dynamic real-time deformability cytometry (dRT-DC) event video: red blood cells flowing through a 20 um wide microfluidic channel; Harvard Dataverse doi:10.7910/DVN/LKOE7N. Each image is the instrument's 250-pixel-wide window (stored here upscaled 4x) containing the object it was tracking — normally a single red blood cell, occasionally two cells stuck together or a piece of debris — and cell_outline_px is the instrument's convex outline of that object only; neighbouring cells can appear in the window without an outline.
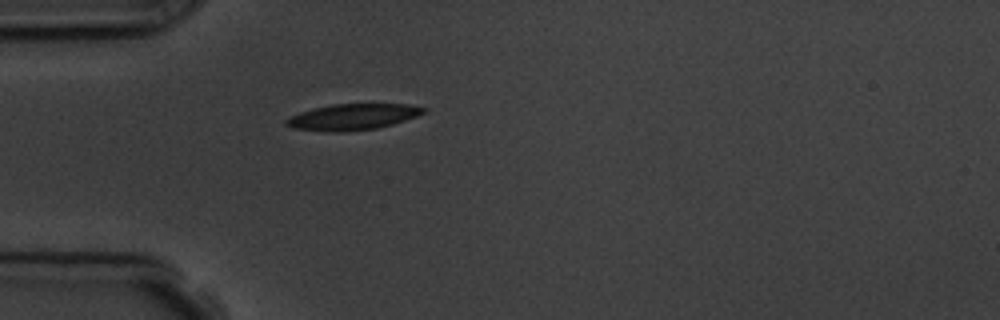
{"species": "common noctule bat (a hibernating species)", "species_latin": "Nyctalus noctula", "temperature_condition": "room temperature", "stored_images_in_passage": 1, "camera_frame_rate_fps": 3000, "um_per_image_px": 0.085, "animal": {"sex": "male", "body_mass_g": 19.5, "forearm_length_mm": 54.6}, "frame": {"image": 1, "passage_image": 1, "time_ms": 0.0, "image_size_px": [1000, 320], "cell_outline_px": [[428, 108], [424, 112], [416, 116], [392, 124], [376, 128], [344, 132], [328, 132], [292, 128], [284, 124], [284, 120], [288, 116], [300, 112], [332, 104], [408, 104]], "centroid_in_image_um": [29.93, 9.94], "position_along_channel_um": 55.1, "area_um2": 20.87}}